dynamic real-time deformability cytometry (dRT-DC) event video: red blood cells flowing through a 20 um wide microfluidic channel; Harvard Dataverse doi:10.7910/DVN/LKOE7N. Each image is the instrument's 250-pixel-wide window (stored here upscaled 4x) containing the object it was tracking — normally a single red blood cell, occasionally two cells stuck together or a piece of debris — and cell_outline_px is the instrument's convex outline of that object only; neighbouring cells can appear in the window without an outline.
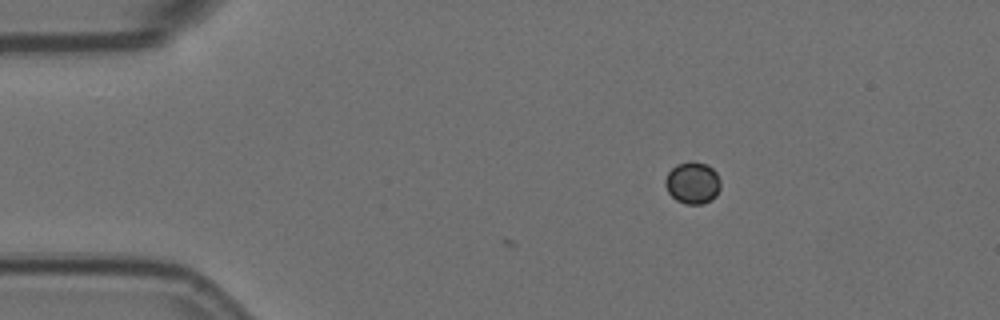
{"species": "Egyptian fruit bat (a non-hibernating species)", "species_latin": "Rousettus aegyptiacus", "temperature_condition": "room temperature", "stored_images_in_passage": 2, "camera_frame_rate_fps": 3000, "um_per_image_px": 0.085, "animal": {"sex": "female"}, "frame": {"image": 1, "passage_image": 2, "time_ms": 0.333, "image_size_px": [1000, 320], "cell_outline_px": [[720, 188], [716, 196], [712, 200], [704, 204], [684, 204], [676, 200], [668, 192], [664, 184], [664, 180], [668, 172], [676, 164], [692, 160], [708, 164], [716, 172], [720, 180]], "centroid_in_image_um": [58.87, 15.54], "position_along_channel_um": 26.1, "area_um2": 13.81}}